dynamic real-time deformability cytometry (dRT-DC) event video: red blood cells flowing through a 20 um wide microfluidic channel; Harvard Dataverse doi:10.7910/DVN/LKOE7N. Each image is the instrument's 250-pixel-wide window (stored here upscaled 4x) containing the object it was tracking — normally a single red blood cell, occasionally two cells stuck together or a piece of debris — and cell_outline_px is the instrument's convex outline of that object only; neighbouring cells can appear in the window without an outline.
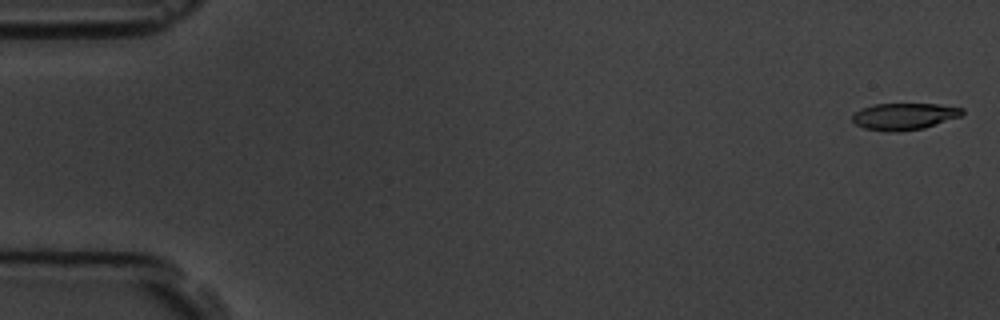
{"species": "common noctule bat (a hibernating species)", "species_latin": "Nyctalus noctula", "temperature_condition": "room temperature", "stored_images_in_passage": 6, "segment_of_instrument_passage": [1, 2], "camera_frame_rate_fps": 3000, "um_per_image_px": 0.085, "animal": {"sex": "male", "body_mass_g": 19.5, "forearm_length_mm": 54.6}, "frame": {"image": 1, "passage_image": 1, "time_ms": 0.0, "image_size_px": [1000, 320], "cell_outline_px": [[964, 112], [960, 116], [924, 128], [900, 132], [888, 132], [864, 128], [856, 124], [852, 120], [852, 116], [860, 108], [872, 104], [936, 104], [964, 108]], "centroid_in_image_um": [76.83, 9.89], "position_along_channel_um": 8.2, "area_um2": 17.17}}
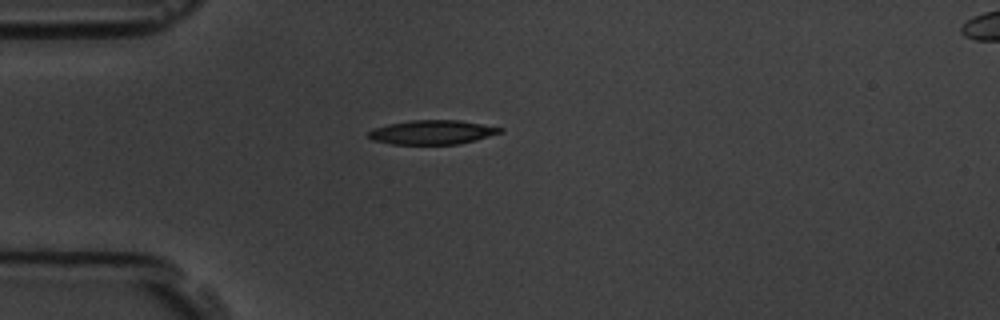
{"frame": {"image": 2, "passage_image": 5, "time_ms": 4.667, "image_size_px": [1000, 320], "cell_outline_px": [[504, 132], [476, 140], [460, 144], [392, 144], [372, 140], [368, 136], [368, 132], [372, 128], [388, 124], [412, 120], [460, 120], [504, 128]], "centroid_in_image_um": [36.76, 11.24], "position_along_channel_um": 48.2, "area_um2": 18.67}}